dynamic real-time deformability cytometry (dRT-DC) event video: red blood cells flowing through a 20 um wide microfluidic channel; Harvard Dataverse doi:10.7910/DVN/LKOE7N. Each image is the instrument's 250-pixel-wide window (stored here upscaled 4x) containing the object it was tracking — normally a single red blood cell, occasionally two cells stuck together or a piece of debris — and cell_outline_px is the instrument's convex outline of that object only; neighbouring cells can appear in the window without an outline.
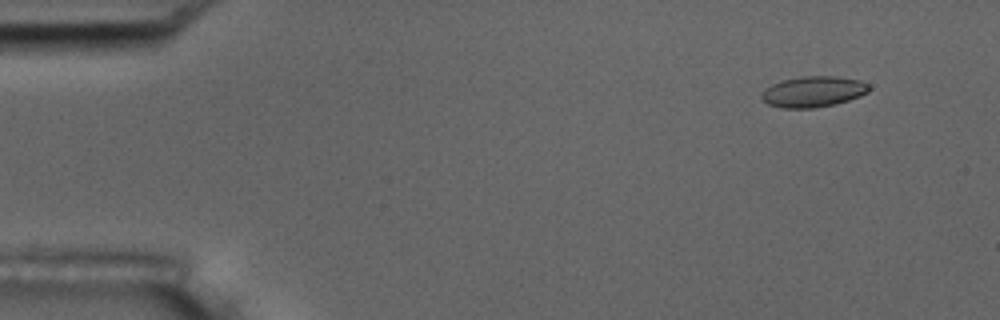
{"species": "common noctule bat (a hibernating species)", "species_latin": "Nyctalus noctula", "temperature_condition": "room temperature", "stored_images_in_passage": 5, "camera_frame_rate_fps": 3000, "um_per_image_px": 0.085, "animal": {"sex": "male", "body_mass_g": 17.5, "forearm_length_mm": 52.3}, "frame": {"image": 1, "passage_image": 2, "time_ms": 1.0, "image_size_px": [1000, 320], "cell_outline_px": [[868, 92], [860, 96], [836, 104], [816, 108], [784, 108], [768, 104], [760, 96], [764, 88], [772, 84], [784, 80], [800, 76], [836, 76], [860, 80], [868, 84]], "centroid_in_image_um": [69.11, 7.79], "position_along_channel_um": 15.9, "area_um2": 19.31}}